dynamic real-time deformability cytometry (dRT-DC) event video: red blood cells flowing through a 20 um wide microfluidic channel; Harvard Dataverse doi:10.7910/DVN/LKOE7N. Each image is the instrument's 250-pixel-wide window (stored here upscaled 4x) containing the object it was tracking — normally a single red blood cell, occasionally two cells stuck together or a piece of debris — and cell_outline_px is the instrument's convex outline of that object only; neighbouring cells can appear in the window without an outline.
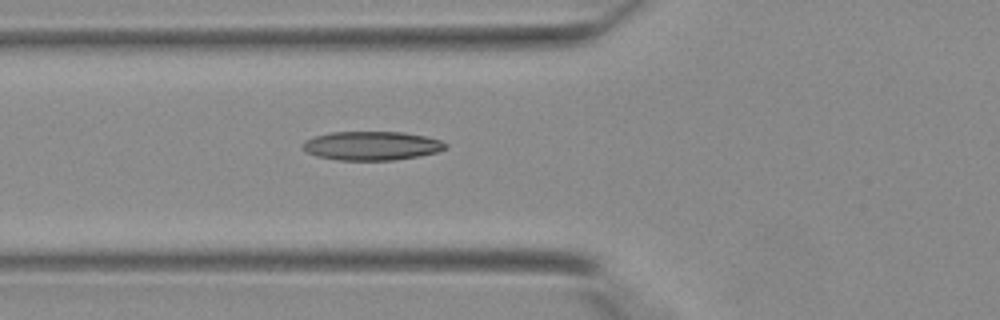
{"species": "Egyptian fruit bat (a non-hibernating species)", "species_latin": "Rousettus aegyptiacus", "temperature_condition": "warm", "stored_images_in_passage": 25, "camera_frame_rate_fps": 3000, "um_per_image_px": 0.085, "animal": {"sex": "female"}, "frame": {"image": 1, "passage_image": 8, "time_ms": 2.333, "image_size_px": [1000, 320], "cell_outline_px": [[448, 148], [436, 152], [416, 156], [392, 160], [340, 160], [320, 156], [308, 152], [304, 148], [304, 140], [316, 136], [332, 132], [404, 132], [424, 136], [440, 140], [448, 144]], "centroid_in_image_um": [31.64, 12.38], "position_along_channel_um": 94.2, "area_um2": 23.64}}
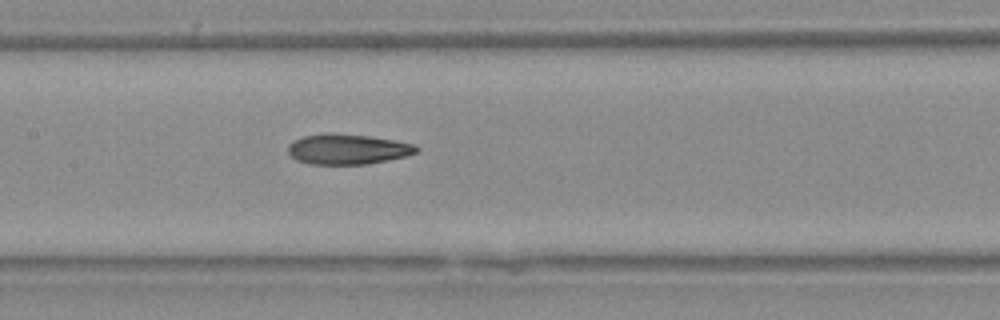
{"frame": {"image": 2, "passage_image": 13, "time_ms": 4.0, "image_size_px": [1000, 320], "cell_outline_px": [[420, 148], [416, 152], [404, 156], [368, 164], [308, 164], [296, 160], [288, 152], [288, 144], [292, 140], [304, 136], [324, 132], [332, 132], [372, 136], [396, 140], [412, 144]], "centroid_in_image_um": [29.5, 12.66], "position_along_channel_um": 177.9, "area_um2": 22.89}}
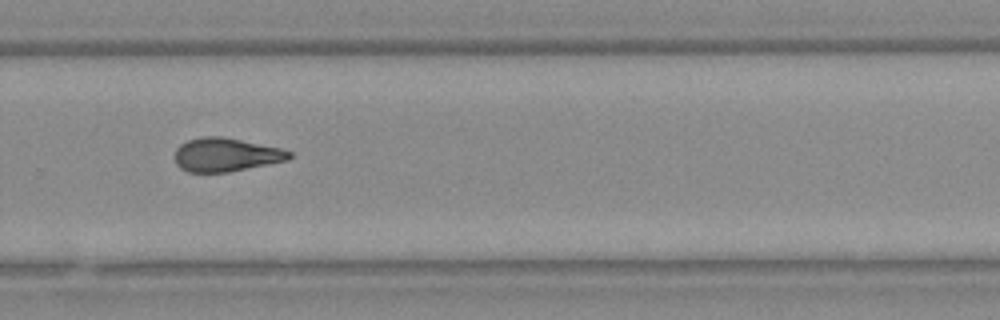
{"frame": {"image": 3, "passage_image": 21, "time_ms": 6.667, "image_size_px": [1000, 320], "cell_outline_px": [[292, 156], [288, 160], [228, 172], [188, 172], [180, 168], [176, 164], [176, 148], [180, 144], [188, 140], [204, 136], [220, 136], [280, 148], [292, 152]], "centroid_in_image_um": [19.19, 13.16], "position_along_channel_um": 310.6, "area_um2": 22.2}}